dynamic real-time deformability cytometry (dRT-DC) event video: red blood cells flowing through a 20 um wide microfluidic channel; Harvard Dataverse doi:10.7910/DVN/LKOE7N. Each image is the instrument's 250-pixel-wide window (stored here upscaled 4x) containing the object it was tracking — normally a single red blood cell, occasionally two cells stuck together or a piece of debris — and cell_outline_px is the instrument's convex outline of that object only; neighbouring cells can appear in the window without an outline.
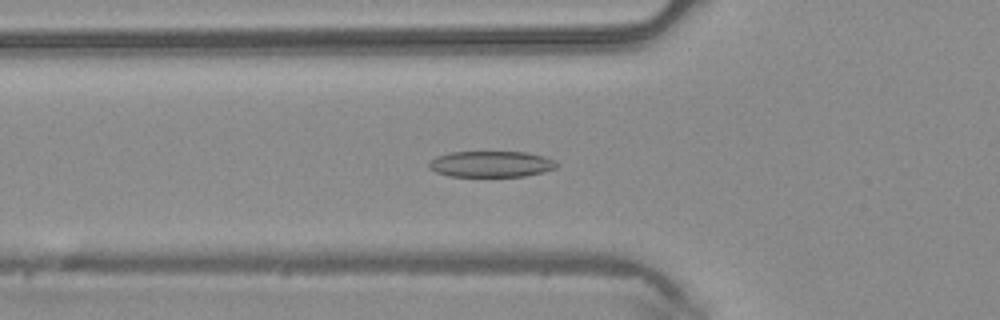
{"species": "common noctule bat (a hibernating species)", "species_latin": "Nyctalus noctula", "temperature_condition": "warm", "stored_images_in_passage": 46, "camera_frame_rate_fps": 3000, "um_per_image_px": 0.085, "animal": {"sex": "male", "body_mass_g": 20.4}, "frame": {"image": 1, "passage_image": 16, "time_ms": 5.0, "image_size_px": [1000, 320], "cell_outline_px": [[560, 164], [556, 168], [544, 172], [524, 176], [448, 176], [436, 172], [428, 168], [428, 164], [436, 156], [452, 152], [528, 152], [544, 156], [556, 160]], "centroid_in_image_um": [41.79, 13.94], "position_along_channel_um": 84.0, "area_um2": 19.54}}
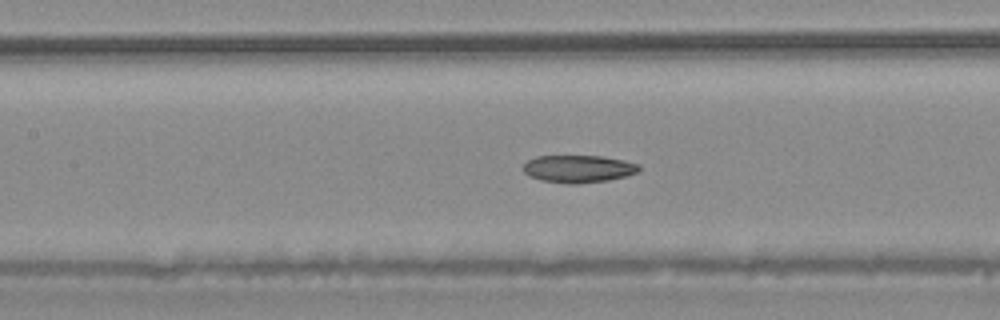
{"frame": {"image": 2, "passage_image": 21, "time_ms": 6.667, "image_size_px": [1000, 320], "cell_outline_px": [[640, 172], [608, 180], [576, 184], [568, 184], [540, 180], [528, 176], [524, 172], [524, 164], [528, 160], [536, 156], [600, 156], [624, 160], [640, 164]], "centroid_in_image_um": [49.17, 14.35], "position_along_channel_um": 158.2, "area_um2": 18.61}}
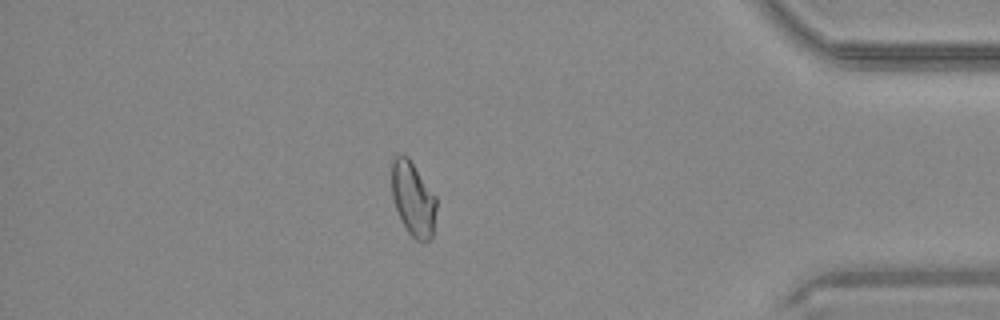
{"frame": {"image": 3, "passage_image": 40, "time_ms": 13.0, "image_size_px": [1000, 320], "cell_outline_px": [[436, 208], [432, 236], [428, 240], [416, 240], [408, 232], [396, 208], [392, 196], [392, 160], [400, 152], [408, 156], [436, 196]], "centroid_in_image_um": [35.11, 16.85], "position_along_channel_um": 400.1, "area_um2": 19.13}}